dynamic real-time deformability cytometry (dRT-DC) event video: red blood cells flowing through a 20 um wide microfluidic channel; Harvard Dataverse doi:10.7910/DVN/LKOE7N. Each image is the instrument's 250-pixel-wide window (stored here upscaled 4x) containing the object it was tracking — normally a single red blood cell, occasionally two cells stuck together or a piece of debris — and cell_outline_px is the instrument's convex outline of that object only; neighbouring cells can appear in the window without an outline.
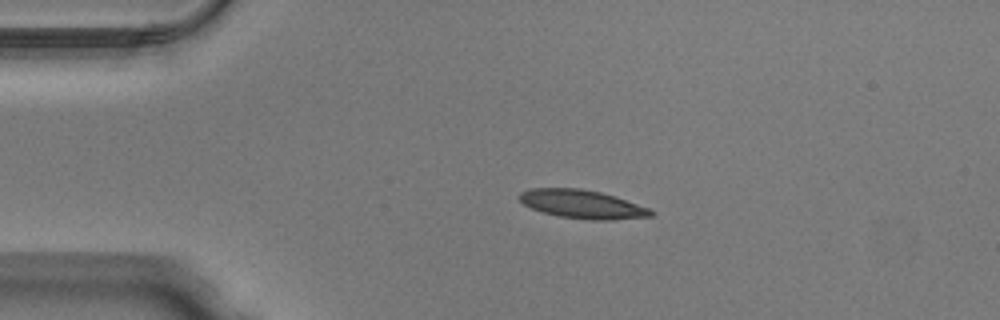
{"species": "Egyptian fruit bat (a non-hibernating species)", "species_latin": "Rousettus aegyptiacus", "temperature_condition": "warm", "stored_images_in_passage": 40, "camera_frame_rate_fps": 3000, "um_per_image_px": 0.085, "animal": {"sex": "male"}, "frame": {"image": 1, "passage_image": 1, "time_ms": 0.0, "image_size_px": [1000, 320], "cell_outline_px": [[656, 212], [652, 216], [612, 220], [592, 220], [560, 216], [544, 212], [532, 208], [524, 204], [516, 196], [520, 192], [532, 188], [580, 188], [600, 192], [648, 208]], "centroid_in_image_um": [49.46, 17.35], "position_along_channel_um": 35.5, "area_um2": 21.56}}
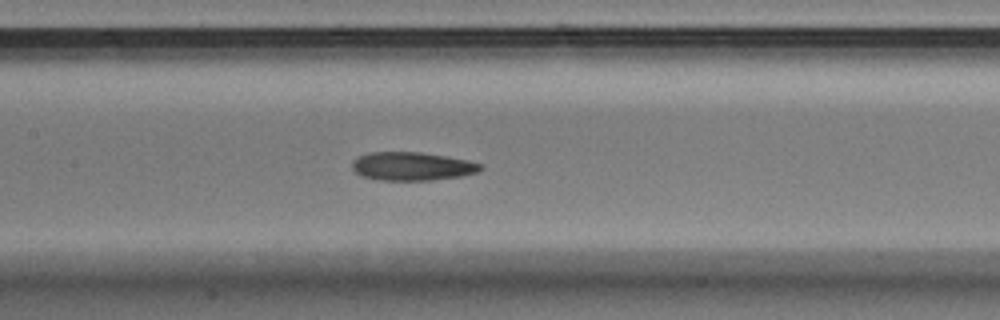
{"frame": {"image": 2, "passage_image": 14, "time_ms": 4.333, "image_size_px": [1000, 320], "cell_outline_px": [[484, 168], [480, 172], [460, 176], [432, 180], [380, 180], [360, 176], [352, 168], [352, 160], [368, 152], [420, 152], [448, 156], [468, 160], [484, 164]], "centroid_in_image_um": [35.07, 14.13], "position_along_channel_um": 172.3, "area_um2": 21.5}}
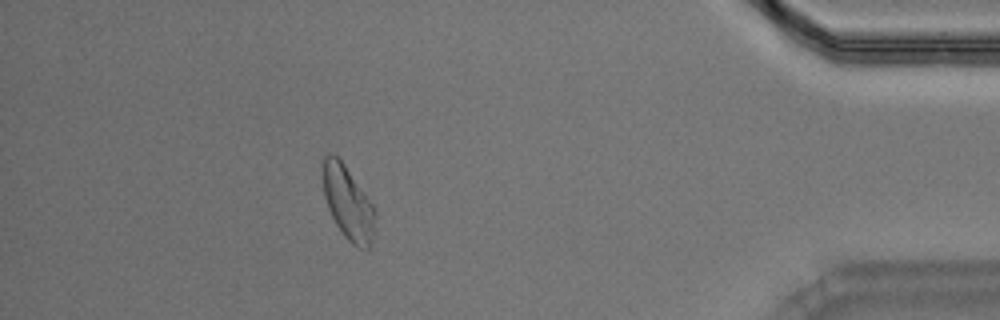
{"frame": {"image": 3, "passage_image": 35, "time_ms": 11.333, "image_size_px": [1000, 320], "cell_outline_px": [[376, 216], [372, 244], [368, 248], [356, 248], [344, 236], [336, 224], [328, 208], [324, 196], [320, 168], [324, 156], [328, 152], [332, 152], [344, 164], [372, 204], [376, 212]], "centroid_in_image_um": [29.54, 17.22], "position_along_channel_um": 405.7, "area_um2": 22.66}, "authors_computed_cell_mechanics": {"area_um2": 21.9351, "velocity_mm_per_s": 4.0108, "shape_relaxation_time_tau1_ms": null, "shape_relaxation_time_tau2_ms": 4.2842, "deformation_change_tau1": null, "deformation_change_tau2": 0.1172}}